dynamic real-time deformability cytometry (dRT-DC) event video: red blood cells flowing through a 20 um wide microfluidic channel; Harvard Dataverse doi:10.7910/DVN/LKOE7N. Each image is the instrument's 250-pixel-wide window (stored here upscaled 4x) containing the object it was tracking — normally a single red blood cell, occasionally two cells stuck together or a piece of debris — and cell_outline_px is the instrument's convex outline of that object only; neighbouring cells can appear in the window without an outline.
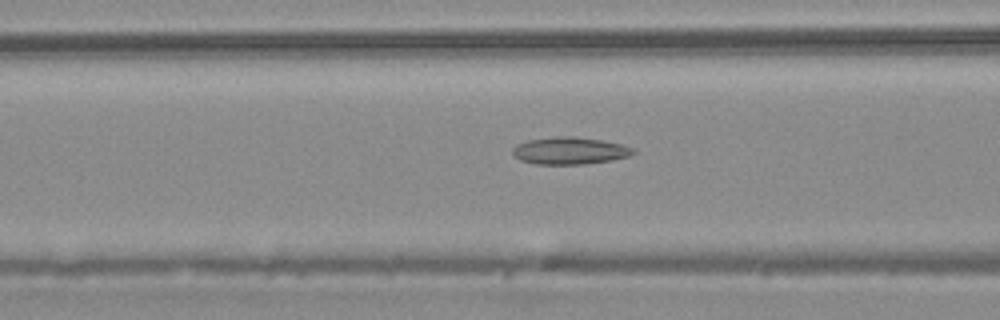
{"species": "common noctule bat (a hibernating species)", "species_latin": "Nyctalus noctula", "temperature_condition": "warm", "stored_images_in_passage": 48, "camera_frame_rate_fps": 3000, "um_per_image_px": 0.085, "animal": {"sex": "male", "body_mass_g": 20.4}, "frame": {"image": 1, "passage_image": 19, "time_ms": 6.0, "image_size_px": [1000, 320], "cell_outline_px": [[636, 152], [628, 156], [612, 160], [584, 164], [536, 164], [520, 160], [512, 152], [512, 148], [516, 144], [528, 140], [552, 136], [572, 136], [600, 140], [620, 144], [632, 148]], "centroid_in_image_um": [48.39, 12.81], "position_along_channel_um": 118.2, "area_um2": 19.02}}
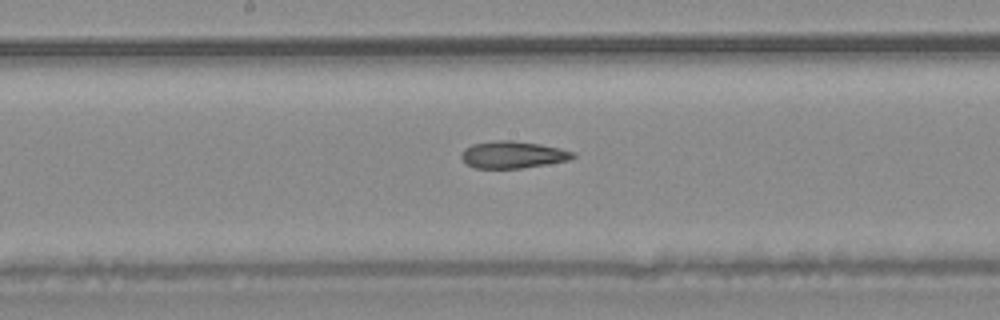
{"frame": {"image": 2, "passage_image": 25, "time_ms": 8.0, "image_size_px": [1000, 320], "cell_outline_px": [[576, 156], [568, 160], [548, 164], [520, 168], [472, 168], [464, 164], [460, 156], [464, 148], [472, 144], [496, 140], [512, 140], [540, 144], [560, 148], [576, 152]], "centroid_in_image_um": [43.56, 13.15], "position_along_channel_um": 204.6, "area_um2": 17.8}}
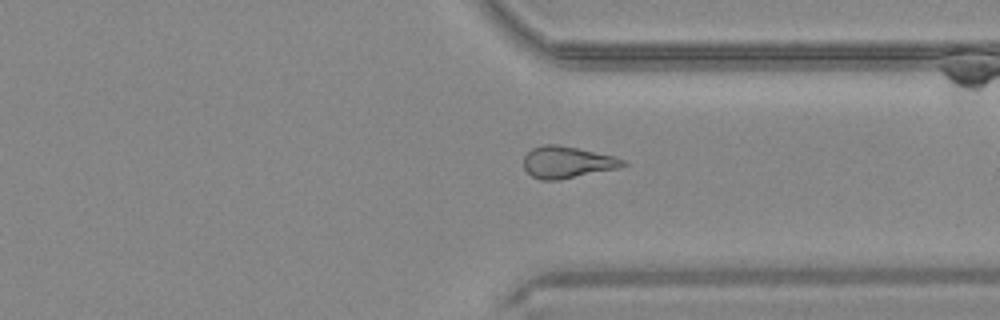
{"frame": {"image": 3, "passage_image": 36, "time_ms": 11.667, "image_size_px": [1000, 320], "cell_outline_px": [[628, 164], [620, 168], [560, 180], [540, 180], [532, 176], [524, 168], [524, 156], [532, 148], [544, 144], [556, 144], [576, 148], [612, 156], [624, 160]], "centroid_in_image_um": [48.2, 13.8], "position_along_channel_um": 363.2, "area_um2": 18.32}}